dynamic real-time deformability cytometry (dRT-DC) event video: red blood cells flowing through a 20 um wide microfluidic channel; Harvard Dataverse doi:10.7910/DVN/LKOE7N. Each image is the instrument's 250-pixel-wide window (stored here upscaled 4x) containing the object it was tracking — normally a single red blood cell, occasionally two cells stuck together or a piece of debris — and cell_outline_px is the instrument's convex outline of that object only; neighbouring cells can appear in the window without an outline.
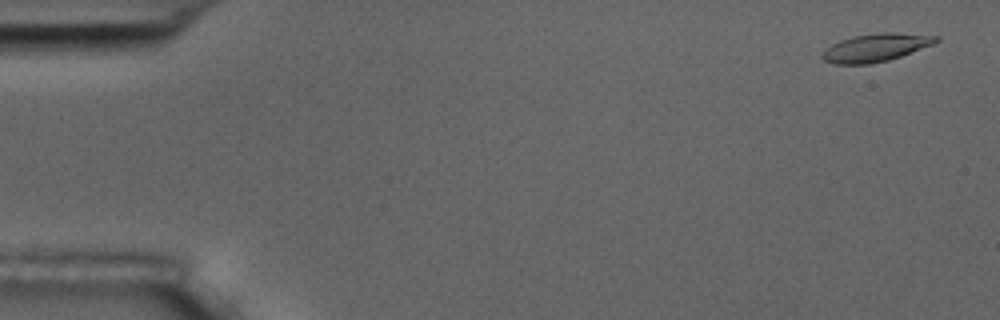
{"species": "common noctule bat (a hibernating species)", "species_latin": "Nyctalus noctula", "temperature_condition": "room temperature", "stored_images_in_passage": 4, "camera_frame_rate_fps": 3000, "um_per_image_px": 0.085, "animal": {"sex": "male", "body_mass_g": 17.5, "forearm_length_mm": 52.3}, "frame": {"image": 1, "passage_image": 1, "time_ms": 0.0, "image_size_px": [1000, 320], "cell_outline_px": [[940, 40], [932, 44], [900, 56], [888, 60], [868, 64], [836, 64], [824, 60], [820, 56], [832, 44], [840, 40], [852, 36], [884, 32], [896, 32], [940, 36]], "centroid_in_image_um": [74.45, 4.03], "position_along_channel_um": 10.6, "area_um2": 18.32}}